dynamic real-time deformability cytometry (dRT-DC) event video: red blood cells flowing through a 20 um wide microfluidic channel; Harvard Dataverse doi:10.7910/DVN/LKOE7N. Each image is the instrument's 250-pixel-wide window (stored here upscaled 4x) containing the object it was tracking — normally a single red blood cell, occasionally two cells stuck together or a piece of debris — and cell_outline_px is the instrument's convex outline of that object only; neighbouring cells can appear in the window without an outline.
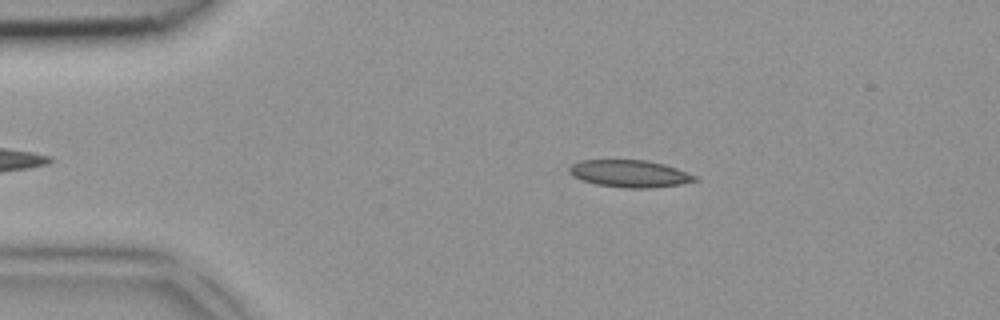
{"species": "common noctule bat (a hibernating species)", "species_latin": "Nyctalus noctula", "temperature_condition": "room temperature", "stored_images_in_passage": 2, "camera_frame_rate_fps": 3000, "um_per_image_px": 0.085, "animal": {"sex": "female", "body_mass_g": 18.4}, "frame": {"image": 1, "passage_image": 1, "time_ms": 0.0, "image_size_px": [1000, 320], "cell_outline_px": [[700, 180], [680, 184], [652, 188], [628, 188], [596, 184], [580, 180], [572, 176], [568, 172], [568, 168], [572, 164], [580, 160], [644, 160], [664, 164], [676, 168], [696, 176]], "centroid_in_image_um": [53.49, 14.76], "position_along_channel_um": 31.5, "area_um2": 19.94}}